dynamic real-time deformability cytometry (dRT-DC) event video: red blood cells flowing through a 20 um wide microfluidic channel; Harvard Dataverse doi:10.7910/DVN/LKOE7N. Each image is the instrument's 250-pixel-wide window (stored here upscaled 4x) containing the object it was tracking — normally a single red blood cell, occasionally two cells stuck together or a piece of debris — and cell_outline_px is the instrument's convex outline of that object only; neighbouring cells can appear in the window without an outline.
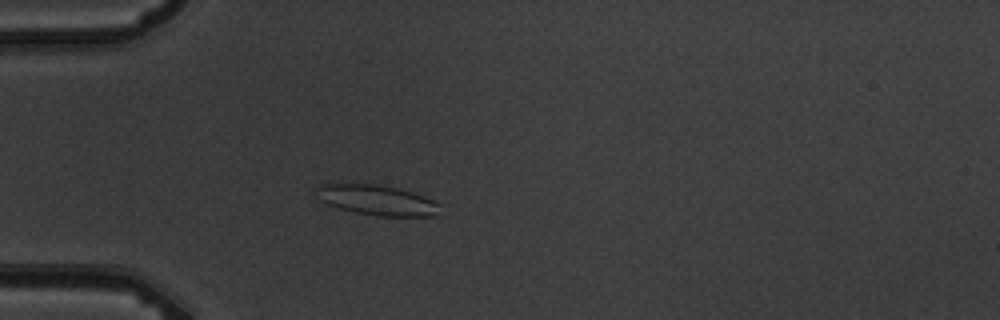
{"species": "common noctule bat (a hibernating species)", "species_latin": "Nyctalus noctula", "temperature_condition": "warm", "stored_images_in_passage": 5, "camera_frame_rate_fps": 3000, "um_per_image_px": 0.085, "animal": {"sex": "male", "body_mass_g": 19.5, "forearm_length_mm": 54.6}, "frame": {"image": 1, "passage_image": 5, "time_ms": 5.333, "image_size_px": [1000, 320], "cell_outline_px": [[440, 204], [432, 216], [376, 216], [356, 212], [340, 208], [328, 204], [320, 200], [316, 188], [320, 184], [376, 184], [396, 188], [412, 192], [424, 196]], "centroid_in_image_um": [32.02, 17.0], "position_along_channel_um": 53.0, "area_um2": 21.27}}